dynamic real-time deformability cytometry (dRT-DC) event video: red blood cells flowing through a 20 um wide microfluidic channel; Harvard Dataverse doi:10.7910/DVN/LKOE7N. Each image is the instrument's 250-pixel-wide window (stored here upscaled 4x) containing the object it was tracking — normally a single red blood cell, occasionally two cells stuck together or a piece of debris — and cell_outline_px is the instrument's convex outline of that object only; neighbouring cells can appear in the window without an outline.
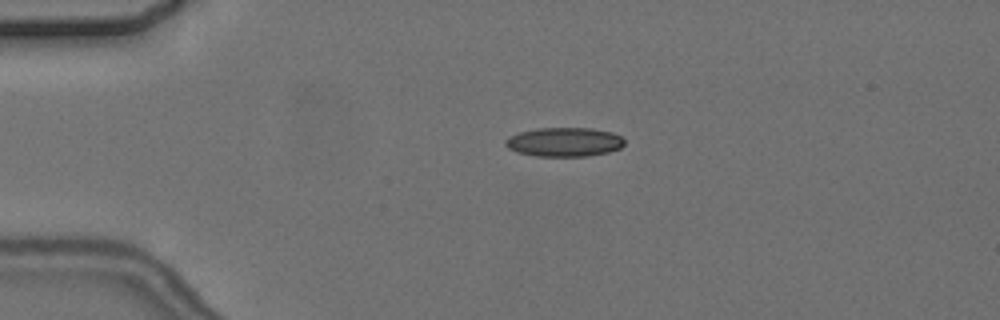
{"species": "common noctule bat (a hibernating species)", "species_latin": "Nyctalus noctula", "temperature_condition": "cold", "stored_images_in_passage": 2, "camera_frame_rate_fps": 3000, "um_per_image_px": 0.085, "animal": {"sex": "female", "body_mass_g": 24.6, "forearm_length_mm": 56.2}, "frame": {"image": 1, "passage_image": 1, "time_ms": 0.0, "image_size_px": [1000, 320], "cell_outline_px": [[624, 144], [620, 148], [608, 152], [588, 156], [536, 156], [516, 152], [508, 148], [504, 144], [504, 140], [508, 136], [520, 132], [536, 128], [592, 128], [612, 132], [620, 136], [624, 140]], "centroid_in_image_um": [47.93, 12.07], "position_along_channel_um": 37.1, "area_um2": 20.29}}